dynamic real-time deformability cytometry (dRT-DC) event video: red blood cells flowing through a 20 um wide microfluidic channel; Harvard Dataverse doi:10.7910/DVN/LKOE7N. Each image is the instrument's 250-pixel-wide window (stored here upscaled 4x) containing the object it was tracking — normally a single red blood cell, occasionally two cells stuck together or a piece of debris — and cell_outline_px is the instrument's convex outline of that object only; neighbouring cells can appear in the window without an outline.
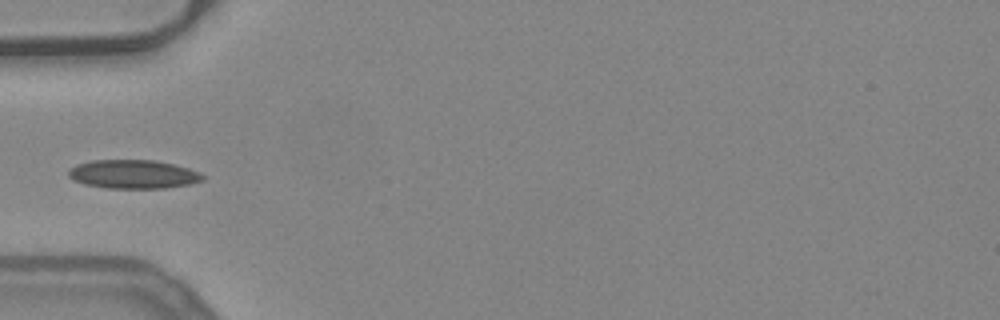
{"species": "common noctule bat (a hibernating species)", "species_latin": "Nyctalus noctula", "temperature_condition": "warm", "stored_images_in_passage": 30, "camera_frame_rate_fps": 3000, "um_per_image_px": 0.085, "animal": {"sex": "female", "body_mass_g": 24.6, "forearm_length_mm": 56.2}, "frame": {"image": 1, "passage_image": 1, "time_ms": 0.0, "image_size_px": [1000, 320], "cell_outline_px": [[204, 180], [188, 184], [164, 188], [108, 188], [84, 184], [72, 180], [68, 176], [68, 168], [76, 164], [92, 160], [156, 160], [188, 168], [200, 172], [204, 176]], "centroid_in_image_um": [11.28, 14.8], "position_along_channel_um": 73.7, "area_um2": 22.54}}
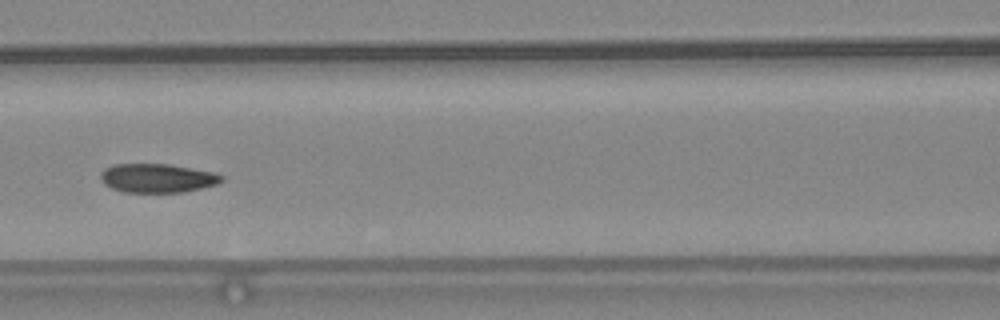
{"frame": {"image": 2, "passage_image": 7, "time_ms": 2.0, "image_size_px": [1000, 320], "cell_outline_px": [[224, 180], [216, 184], [184, 192], [124, 192], [112, 188], [104, 184], [100, 180], [100, 172], [104, 168], [112, 164], [168, 164], [212, 172], [224, 176]], "centroid_in_image_um": [13.33, 15.14], "position_along_channel_um": 153.3, "area_um2": 20.35}}
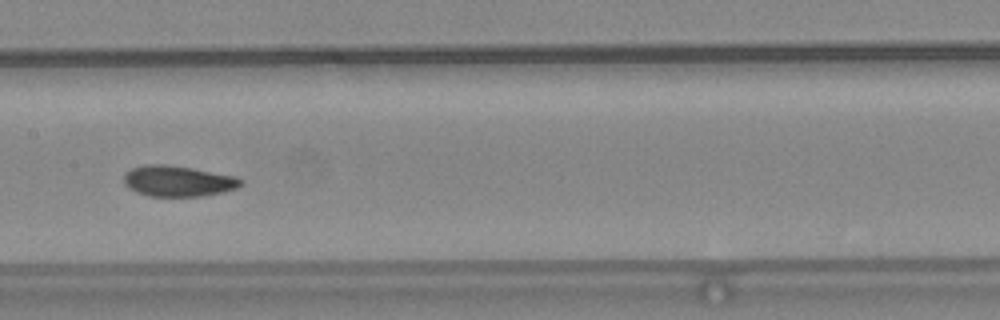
{"frame": {"image": 3, "passage_image": 10, "time_ms": 3.0, "image_size_px": [1000, 320], "cell_outline_px": [[244, 184], [236, 188], [224, 192], [200, 196], [148, 196], [136, 192], [128, 188], [124, 184], [124, 176], [132, 168], [144, 164], [164, 164], [192, 168], [236, 176], [244, 180]], "centroid_in_image_um": [15.15, 15.39], "position_along_channel_um": 192.2, "area_um2": 21.1}}